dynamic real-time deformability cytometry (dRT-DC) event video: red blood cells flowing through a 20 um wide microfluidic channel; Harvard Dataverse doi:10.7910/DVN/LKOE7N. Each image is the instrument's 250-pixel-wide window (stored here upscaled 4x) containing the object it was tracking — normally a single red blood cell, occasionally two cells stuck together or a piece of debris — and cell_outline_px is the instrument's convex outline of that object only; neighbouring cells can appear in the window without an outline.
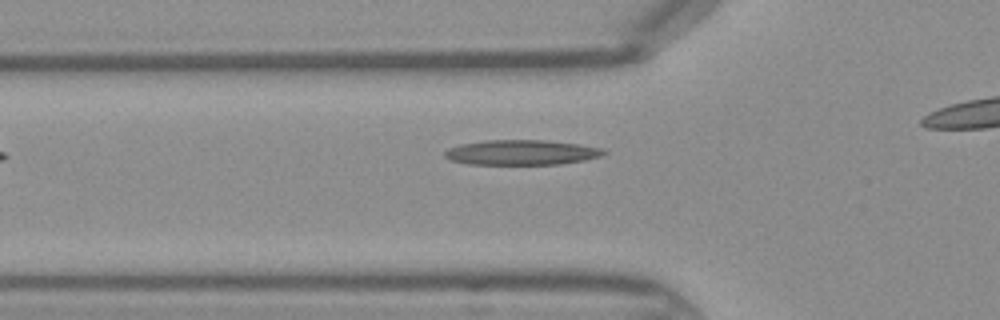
{"species": "Egyptian fruit bat (a non-hibernating species)", "species_latin": "Rousettus aegyptiacus", "temperature_condition": "warm", "stored_images_in_passage": 16, "camera_frame_rate_fps": 3000, "um_per_image_px": 0.085, "frame": {"image": 1, "passage_image": 3, "time_ms": 0.667, "image_size_px": [1000, 320], "cell_outline_px": [[608, 152], [600, 156], [584, 160], [560, 164], [468, 164], [448, 160], [444, 156], [444, 152], [448, 148], [460, 144], [488, 140], [544, 140], [576, 144], [604, 148]], "centroid_in_image_um": [44.3, 12.96], "position_along_channel_um": 81.5, "area_um2": 23.18}}
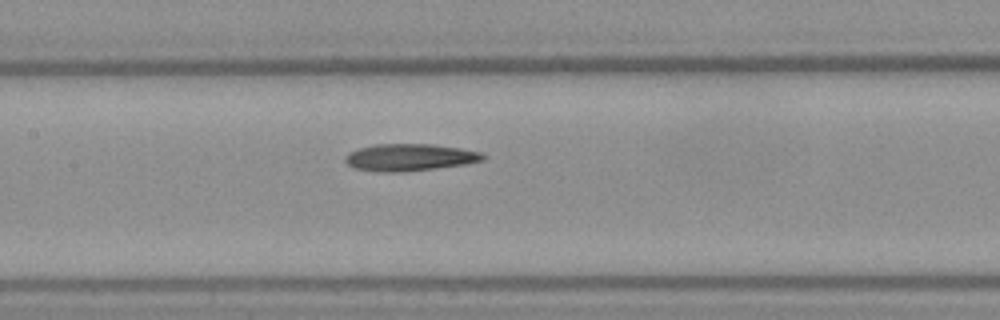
{"frame": {"image": 2, "passage_image": 9, "time_ms": 2.667, "image_size_px": [1000, 320], "cell_outline_px": [[488, 156], [484, 160], [464, 164], [436, 168], [400, 172], [384, 172], [356, 168], [348, 164], [344, 160], [344, 156], [348, 152], [360, 148], [376, 144], [432, 144], [460, 148], [480, 152]], "centroid_in_image_um": [34.83, 13.37], "position_along_channel_um": 172.6, "area_um2": 21.62}}
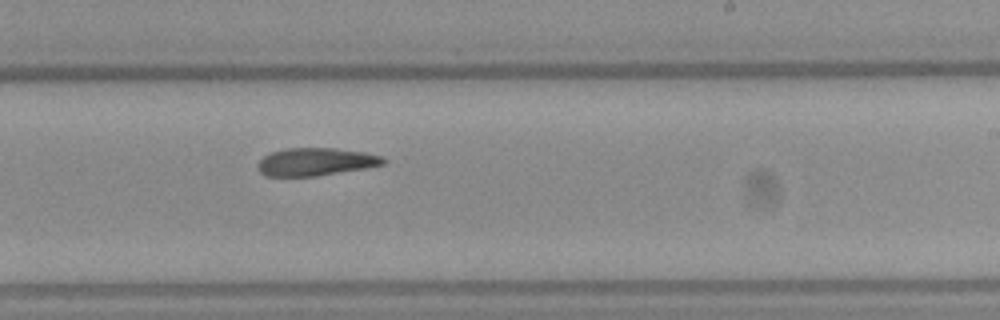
{"frame": {"image": 3, "passage_image": 15, "time_ms": 4.667, "image_size_px": [1000, 320], "cell_outline_px": [[388, 160], [384, 164], [364, 168], [316, 176], [264, 176], [256, 168], [256, 164], [264, 156], [272, 152], [284, 148], [336, 148], [364, 152], [380, 156]], "centroid_in_image_um": [26.79, 13.75], "position_along_channel_um": 262.2, "area_um2": 20.35}}